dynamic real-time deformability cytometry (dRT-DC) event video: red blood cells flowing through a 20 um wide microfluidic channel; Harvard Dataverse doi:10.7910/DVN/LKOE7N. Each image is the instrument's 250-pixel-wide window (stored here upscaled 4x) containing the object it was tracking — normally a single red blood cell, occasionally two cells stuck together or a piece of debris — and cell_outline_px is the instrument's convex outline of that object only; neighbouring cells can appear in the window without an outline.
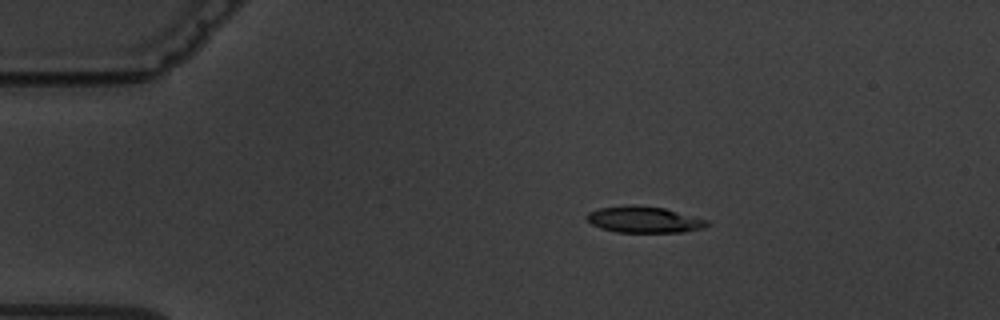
{"species": "common noctule bat (a hibernating species)", "species_latin": "Nyctalus noctula", "temperature_condition": "warm", "stored_images_in_passage": 4, "camera_frame_rate_fps": 3000, "um_per_image_px": 0.085, "animal": {"sex": "male", "body_mass_g": 19.5, "forearm_length_mm": 54.6}, "frame": {"image": 1, "passage_image": 1, "time_ms": 0.0, "image_size_px": [1000, 320], "cell_outline_px": [[712, 224], [704, 228], [684, 232], [616, 232], [600, 228], [592, 224], [584, 216], [588, 212], [600, 208], [664, 208], [708, 220]], "centroid_in_image_um": [54.81, 18.72], "position_along_channel_um": 30.2, "area_um2": 17.63}}
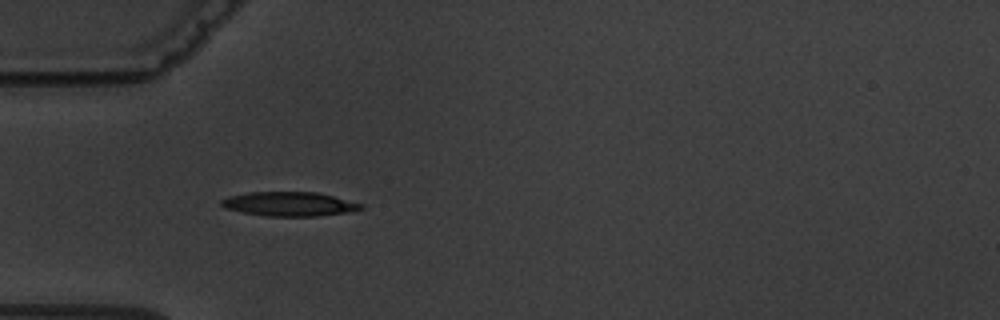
{"frame": {"image": 2, "passage_image": 3, "time_ms": 2.333, "image_size_px": [1000, 320], "cell_outline_px": [[364, 208], [352, 212], [316, 216], [268, 216], [244, 212], [224, 208], [220, 204], [220, 200], [228, 196], [248, 192], [316, 192], [364, 204]], "centroid_in_image_um": [24.6, 17.34], "position_along_channel_um": 60.4, "area_um2": 19.71}}
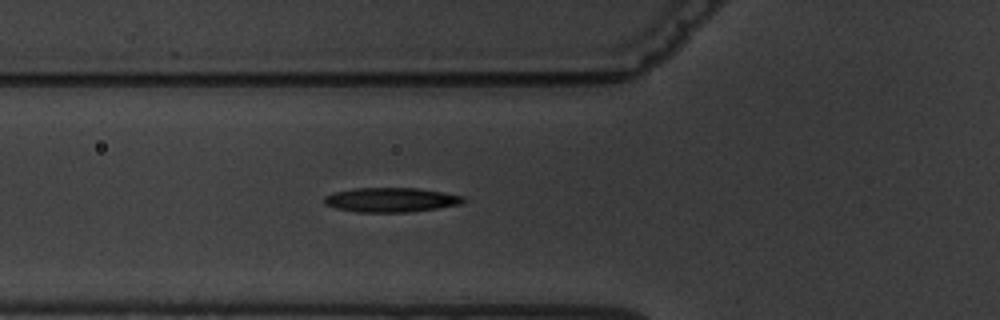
{"frame": {"image": 3, "passage_image": 4, "time_ms": 3.333, "image_size_px": [1000, 320], "cell_outline_px": [[464, 200], [460, 204], [436, 208], [408, 212], [356, 212], [336, 208], [324, 204], [324, 196], [336, 192], [352, 188], [420, 188], [444, 192], [464, 196]], "centroid_in_image_um": [33.22, 16.98], "position_along_channel_um": 92.6, "area_um2": 19.77}}